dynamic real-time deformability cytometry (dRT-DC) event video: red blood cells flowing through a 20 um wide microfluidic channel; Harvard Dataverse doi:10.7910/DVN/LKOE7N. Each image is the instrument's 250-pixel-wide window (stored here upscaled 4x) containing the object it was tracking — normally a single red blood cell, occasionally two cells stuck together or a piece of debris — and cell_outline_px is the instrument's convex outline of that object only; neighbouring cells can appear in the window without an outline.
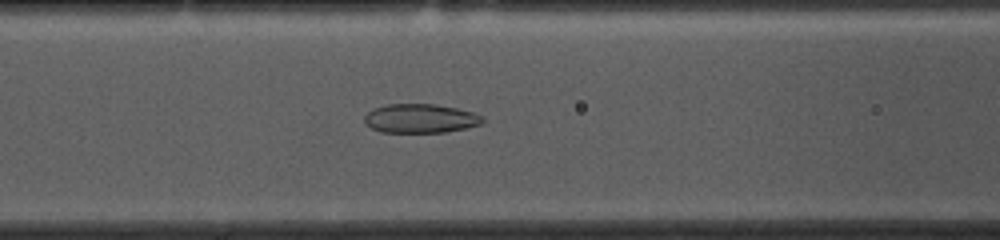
{"species": "common noctule bat (a hibernating species)", "species_latin": "Nyctalus noctula", "temperature_condition": "cold", "stored_images_in_passage": 53, "camera_frame_rate_fps": 3000, "um_per_image_px": 0.085, "animal": {"sex": "female", "body_mass_g": 10.0, "forearm_length_mm": 53.1}, "frame": {"image": 1, "passage_image": 20, "time_ms": 6.333, "image_size_px": [1000, 240], "cell_outline_px": [[484, 124], [448, 132], [380, 132], [364, 124], [364, 116], [372, 108], [388, 104], [436, 104], [456, 108], [472, 112], [484, 116]], "centroid_in_image_um": [35.74, 10.07], "position_along_channel_um": 130.9, "area_um2": 20.23}}
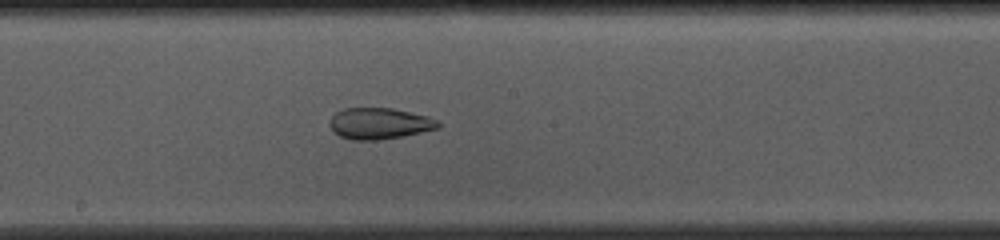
{"frame": {"image": 2, "passage_image": 27, "time_ms": 8.667, "image_size_px": [1000, 240], "cell_outline_px": [[440, 128], [404, 136], [376, 140], [352, 140], [340, 136], [332, 132], [328, 124], [332, 116], [336, 112], [344, 108], [392, 108], [428, 116], [436, 120], [440, 124]], "centroid_in_image_um": [32.22, 10.5], "position_along_channel_um": 216.0, "area_um2": 19.88}}
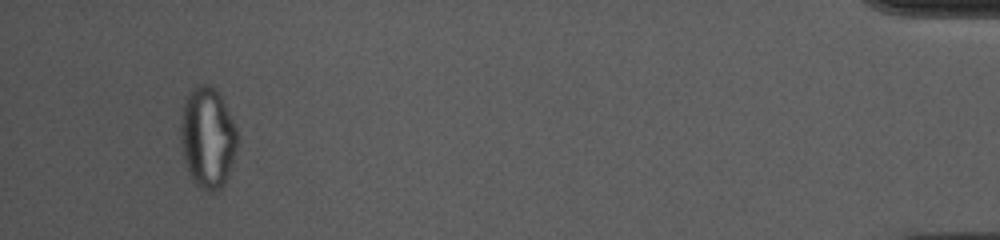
{"frame": {"image": 3, "passage_image": 50, "time_ms": 16.333, "image_size_px": [1000, 240], "cell_outline_px": [[236, 148], [228, 176], [224, 184], [220, 188], [212, 192], [200, 188], [192, 180], [188, 172], [184, 160], [180, 136], [180, 124], [184, 100], [188, 92], [196, 84], [204, 84], [216, 88], [236, 128]], "centroid_in_image_um": [17.61, 11.69], "position_along_channel_um": 417.6, "area_um2": 33.18}, "authors_computed_cell_mechanics": {"area_um2": 26.01, "velocity_mm_per_s": 3.647, "shape_relaxation_time_tau1_ms": null, "shape_relaxation_time_tau2_ms": 2.3802, "deformation_change_tau1": null, "deformation_change_tau2": 0.0938}}